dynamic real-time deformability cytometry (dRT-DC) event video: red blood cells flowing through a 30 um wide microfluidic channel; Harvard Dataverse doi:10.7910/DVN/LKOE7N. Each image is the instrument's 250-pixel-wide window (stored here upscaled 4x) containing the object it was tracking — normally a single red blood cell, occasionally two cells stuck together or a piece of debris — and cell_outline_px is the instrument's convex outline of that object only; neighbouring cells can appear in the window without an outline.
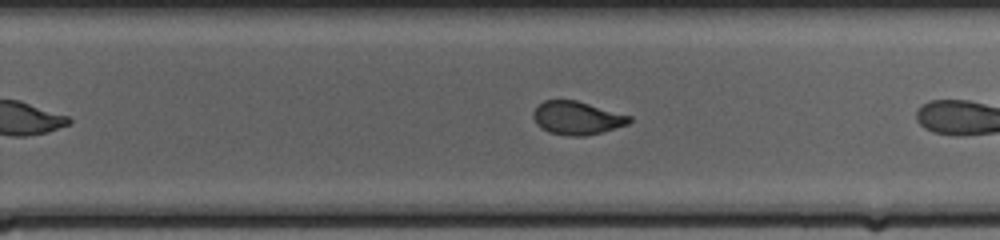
{"species": "common noctule bat (a hibernating species)", "species_latin": "Nyctalus noctula", "temperature_condition": "cold", "stored_images_in_passage": 31, "camera_frame_rate_fps": 3000, "um_per_image_px": 0.085, "animal": {"sex": "female", "body_mass_g": 20.0, "forearm_length_mm": 54.0}, "frame": {"image": 1, "passage_image": 22, "time_ms": 7.0, "image_size_px": [1000, 240], "cell_outline_px": [[632, 120], [628, 124], [600, 132], [584, 136], [568, 136], [548, 132], [540, 128], [536, 124], [532, 116], [532, 112], [544, 100], [576, 100], [632, 116]], "centroid_in_image_um": [49.02, 10.03], "position_along_channel_um": 280.8, "area_um2": 18.61}}